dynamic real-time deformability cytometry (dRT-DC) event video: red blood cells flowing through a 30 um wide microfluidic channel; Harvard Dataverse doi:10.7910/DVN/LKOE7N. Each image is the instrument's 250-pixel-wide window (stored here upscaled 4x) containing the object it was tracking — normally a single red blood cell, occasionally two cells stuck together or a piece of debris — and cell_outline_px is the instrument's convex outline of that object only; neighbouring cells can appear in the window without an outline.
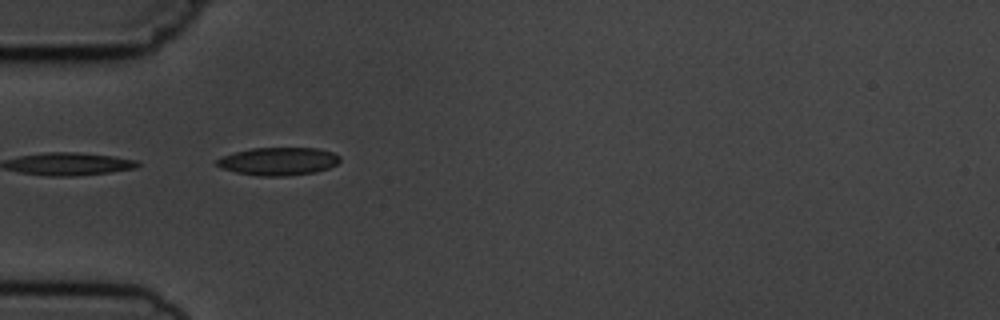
{"species": "common noctule bat (a hibernating species)", "species_latin": "Nyctalus noctula", "temperature_condition": "cold", "stored_images_in_passage": 5, "camera_frame_rate_fps": 3000, "um_per_image_px": 0.085, "animal": {"sex": "male", "body_mass_g": 19.5, "forearm_length_mm": 54.6}, "frame": {"image": 1, "passage_image": 2, "time_ms": 1.0, "image_size_px": [1000, 320], "cell_outline_px": [[340, 160], [336, 164], [328, 168], [316, 172], [288, 176], [260, 176], [236, 172], [220, 168], [216, 164], [216, 160], [224, 156], [236, 152], [252, 148], [316, 148], [332, 152], [340, 156]], "centroid_in_image_um": [23.67, 13.72], "position_along_channel_um": 61.3, "area_um2": 19.94}}
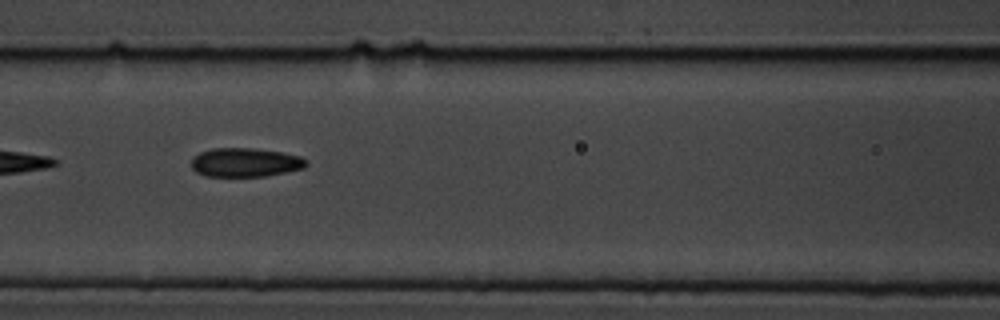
{"frame": {"image": 2, "passage_image": 4, "time_ms": 3.333, "image_size_px": [1000, 320], "cell_outline_px": [[308, 164], [304, 168], [264, 176], [204, 176], [196, 172], [192, 168], [192, 156], [200, 152], [212, 148], [252, 148], [280, 152], [300, 156], [308, 160]], "centroid_in_image_um": [20.83, 13.8], "position_along_channel_um": 145.8, "area_um2": 19.36}}
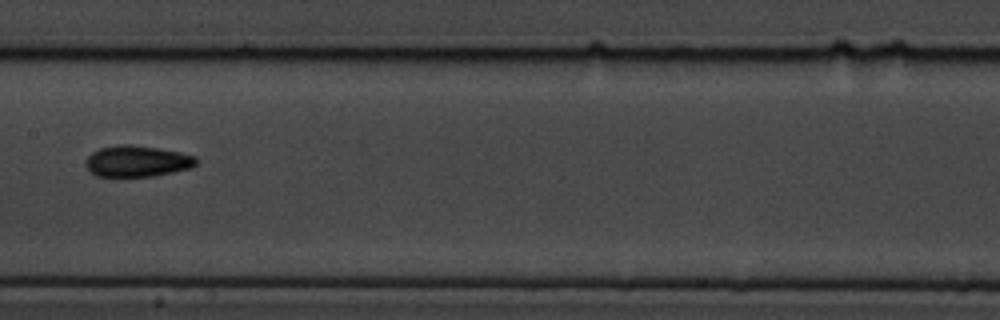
{"frame": {"image": 3, "passage_image": 5, "time_ms": 4.667, "image_size_px": [1000, 320], "cell_outline_px": [[196, 164], [188, 168], [172, 172], [152, 176], [96, 176], [88, 172], [84, 164], [88, 156], [92, 152], [100, 148], [120, 144], [124, 144], [156, 148], [180, 152], [196, 156]], "centroid_in_image_um": [11.59, 13.7], "position_along_channel_um": 195.8, "area_um2": 19.94}}